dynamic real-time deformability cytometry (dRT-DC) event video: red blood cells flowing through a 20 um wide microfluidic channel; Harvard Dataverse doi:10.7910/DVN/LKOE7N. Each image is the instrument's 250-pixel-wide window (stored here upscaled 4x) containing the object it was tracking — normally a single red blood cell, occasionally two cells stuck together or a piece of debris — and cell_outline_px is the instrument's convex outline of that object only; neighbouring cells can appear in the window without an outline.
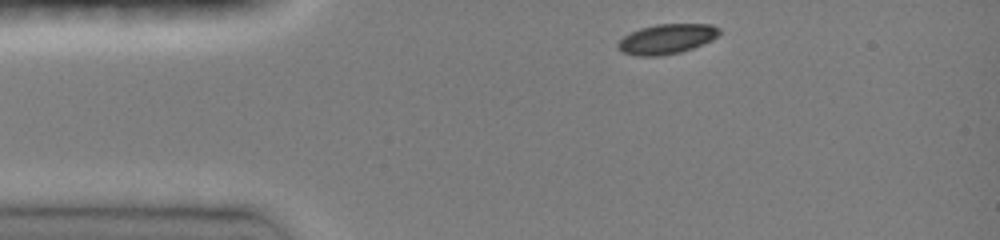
{"species": "common noctule bat (a hibernating species)", "species_latin": "Nyctalus noctula", "temperature_condition": "room temperature", "stored_images_in_passage": 35, "camera_frame_rate_fps": 3000, "um_per_image_px": 0.085, "animal": {"sex": "female", "body_mass_g": 19.0, "forearm_length_mm": 51.5}, "frame": {"image": 1, "passage_image": 1, "time_ms": 0.0, "image_size_px": [1000, 240], "cell_outline_px": [[720, 32], [712, 40], [692, 48], [680, 52], [660, 56], [636, 56], [624, 52], [616, 48], [616, 44], [624, 36], [640, 28], [656, 24], [712, 24], [720, 28]], "centroid_in_image_um": [56.66, 3.31], "position_along_channel_um": 28.3, "area_um2": 17.63}}
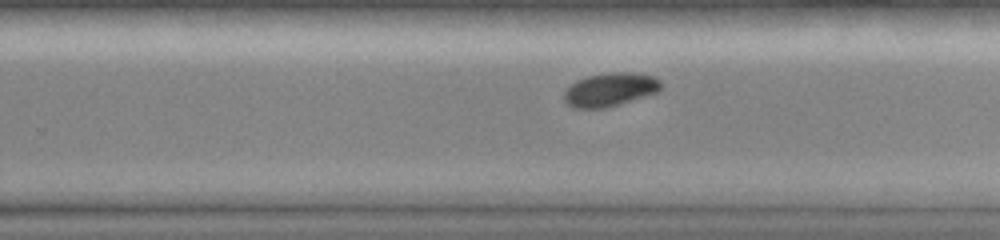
{"frame": {"image": 2, "passage_image": 23, "time_ms": 7.333, "image_size_px": [1000, 240], "cell_outline_px": [[660, 88], [656, 92], [644, 96], [604, 108], [572, 108], [564, 100], [564, 92], [576, 80], [588, 76], [612, 72], [632, 72], [656, 76], [660, 80]], "centroid_in_image_um": [51.84, 7.6], "position_along_channel_um": 278.0, "area_um2": 18.67}}
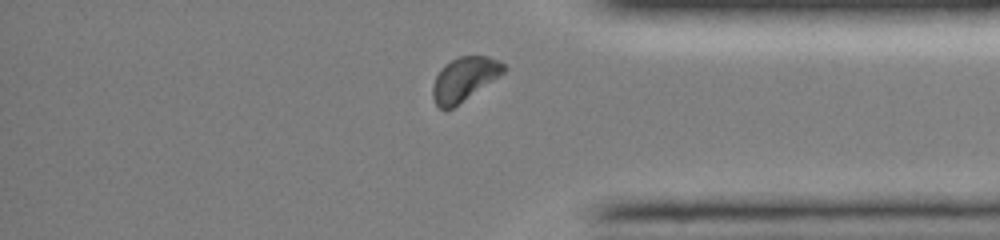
{"frame": {"image": 3, "passage_image": 32, "time_ms": 10.333, "image_size_px": [1000, 240], "cell_outline_px": [[508, 68], [500, 76], [452, 108], [444, 112], [436, 104], [432, 96], [432, 84], [440, 68], [444, 64], [460, 56], [488, 56], [500, 60]], "centroid_in_image_um": [39.46, 6.72], "position_along_channel_um": 395.7, "area_um2": 18.26}, "authors_computed_cell_mechanics": {"area_um2": 18.9006, "velocity_mm_per_s": 4.0038, "shape_relaxation_time_tau1_ms": 2.3444, "shape_relaxation_time_tau2_ms": null, "deformation_change_tau1": 0.1096, "deformation_change_tau2": null}}